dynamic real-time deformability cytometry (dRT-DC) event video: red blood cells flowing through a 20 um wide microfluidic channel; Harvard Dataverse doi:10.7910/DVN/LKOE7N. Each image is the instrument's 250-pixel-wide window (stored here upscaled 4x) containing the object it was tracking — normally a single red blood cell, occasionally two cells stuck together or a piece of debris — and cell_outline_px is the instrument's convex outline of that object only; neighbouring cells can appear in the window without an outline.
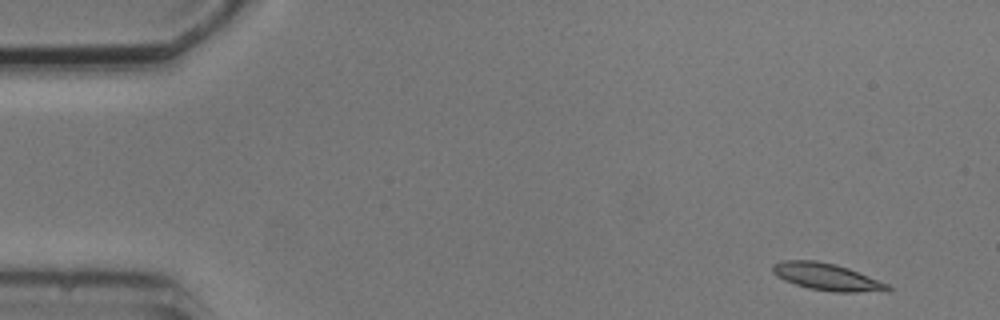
{"species": "common noctule bat (a hibernating species)", "species_latin": "Nyctalus noctula", "temperature_condition": "cold", "stored_images_in_passage": 5, "camera_frame_rate_fps": 3000, "um_per_image_px": 0.085, "animal": {"sex": "male", "body_mass_g": 20.5, "forearm_length_mm": 52.5}, "frame": {"image": 1, "passage_image": 1, "time_ms": 0.0, "image_size_px": [1000, 320], "cell_outline_px": [[892, 288], [888, 292], [832, 292], [808, 288], [784, 280], [776, 276], [772, 272], [772, 264], [784, 260], [816, 260], [836, 264], [848, 268], [888, 284]], "centroid_in_image_um": [70.29, 23.54], "position_along_channel_um": 14.7, "area_um2": 18.26}}
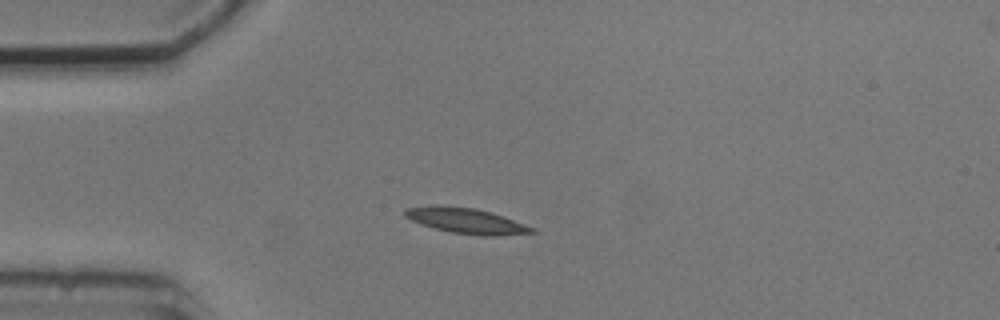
{"frame": {"image": 2, "passage_image": 4, "time_ms": 3.333, "image_size_px": [1000, 320], "cell_outline_px": [[536, 232], [488, 236], [484, 236], [452, 232], [436, 228], [412, 220], [404, 216], [404, 208], [476, 208], [536, 228]], "centroid_in_image_um": [39.71, 18.81], "position_along_channel_um": 45.3, "area_um2": 17.4}}
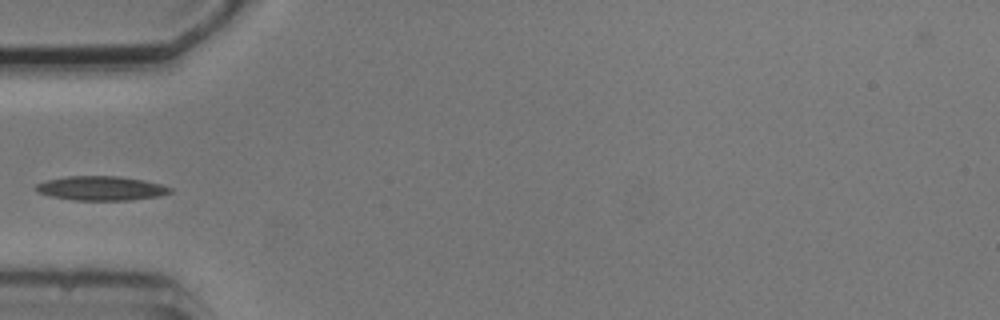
{"frame": {"image": 3, "passage_image": 5, "time_ms": 4.667, "image_size_px": [1000, 320], "cell_outline_px": [[172, 192], [160, 196], [128, 200], [72, 200], [52, 196], [40, 192], [32, 188], [36, 184], [44, 180], [68, 176], [120, 176], [144, 180], [160, 184], [172, 188]], "centroid_in_image_um": [8.58, 16.0], "position_along_channel_um": 76.4, "area_um2": 19.02}}